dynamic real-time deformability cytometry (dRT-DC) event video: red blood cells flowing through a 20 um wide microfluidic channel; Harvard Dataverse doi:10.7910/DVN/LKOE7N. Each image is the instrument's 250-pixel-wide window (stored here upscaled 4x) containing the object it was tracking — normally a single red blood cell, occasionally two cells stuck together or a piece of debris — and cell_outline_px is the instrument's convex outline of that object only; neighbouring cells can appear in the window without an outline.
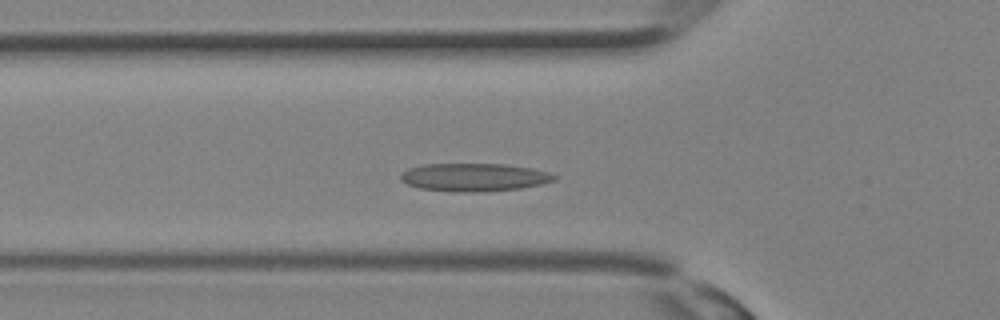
{"species": "Egyptian fruit bat (a non-hibernating species)", "species_latin": "Rousettus aegyptiacus", "temperature_condition": "room temperature", "stored_images_in_passage": 29, "segment_of_instrument_passage": [1, 2], "camera_frame_rate_fps": 3000, "um_per_image_px": 0.085, "animal": {"sex": "female"}, "frame": {"image": 1, "passage_image": 7, "time_ms": 2.0, "image_size_px": [1000, 320], "cell_outline_px": [[560, 176], [556, 180], [540, 184], [520, 188], [484, 192], [452, 192], [420, 188], [408, 184], [400, 180], [400, 176], [408, 168], [424, 164], [504, 164], [532, 168], [548, 172]], "centroid_in_image_um": [40.32, 15.07], "position_along_channel_um": 85.5, "area_um2": 25.2}}
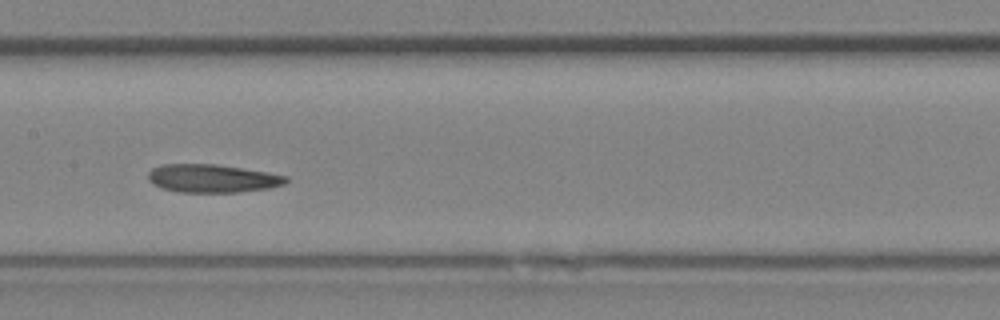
{"frame": {"image": 2, "passage_image": 12, "time_ms": 3.667, "image_size_px": [1000, 320], "cell_outline_px": [[288, 180], [284, 184], [268, 188], [236, 192], [176, 192], [160, 188], [152, 184], [148, 180], [148, 172], [152, 168], [164, 164], [216, 164], [268, 172], [288, 176]], "centroid_in_image_um": [18.01, 15.16], "position_along_channel_um": 189.4, "area_um2": 22.72}}
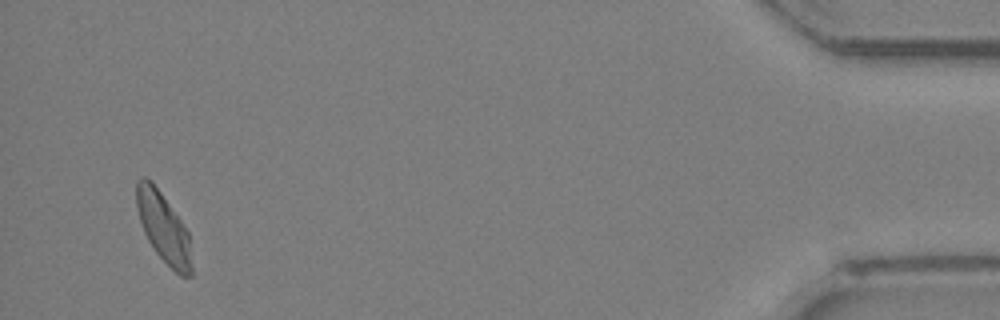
{"frame": {"image": 3, "passage_image": 27, "time_ms": 8.667, "image_size_px": [1000, 320], "cell_outline_px": [[192, 276], [180, 276], [156, 252], [148, 240], [144, 232], [136, 208], [136, 180], [140, 176], [144, 176], [152, 180], [180, 220], [188, 232], [192, 268]], "centroid_in_image_um": [13.87, 19.31], "position_along_channel_um": 421.3, "area_um2": 22.2}}